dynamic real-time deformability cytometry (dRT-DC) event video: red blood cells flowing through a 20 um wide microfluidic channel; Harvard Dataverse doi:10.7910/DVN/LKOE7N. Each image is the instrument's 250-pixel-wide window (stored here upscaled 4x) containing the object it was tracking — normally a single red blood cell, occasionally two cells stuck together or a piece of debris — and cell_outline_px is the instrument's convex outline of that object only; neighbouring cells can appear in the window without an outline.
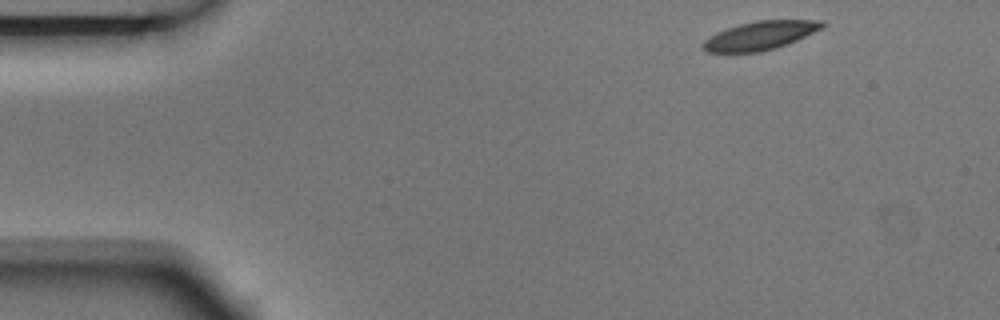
{"species": "Egyptian fruit bat (a non-hibernating species)", "species_latin": "Rousettus aegyptiacus", "temperature_condition": "room temperature", "stored_images_in_passage": 5, "camera_frame_rate_fps": 3000, "um_per_image_px": 0.085, "animal": {"sex": "male"}, "frame": {"image": 1, "passage_image": 1, "time_ms": 0.0, "image_size_px": [1000, 320], "cell_outline_px": [[828, 24], [788, 44], [776, 48], [760, 52], [704, 52], [700, 48], [700, 44], [704, 40], [716, 32], [740, 24], [756, 20], [824, 20]], "centroid_in_image_um": [64.57, 3.03], "position_along_channel_um": 20.4, "area_um2": 19.88}}
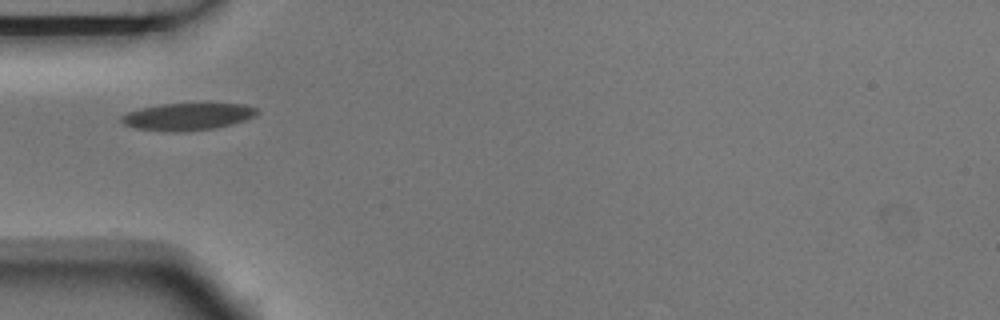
{"frame": {"image": 2, "passage_image": 4, "time_ms": 1.0, "image_size_px": [1000, 320], "cell_outline_px": [[260, 112], [256, 116], [232, 124], [216, 128], [184, 132], [168, 132], [136, 128], [124, 124], [120, 120], [120, 116], [128, 112], [140, 108], [160, 104], [244, 104], [260, 108]], "centroid_in_image_um": [15.97, 9.92], "position_along_channel_um": 69.0, "area_um2": 21.68}}
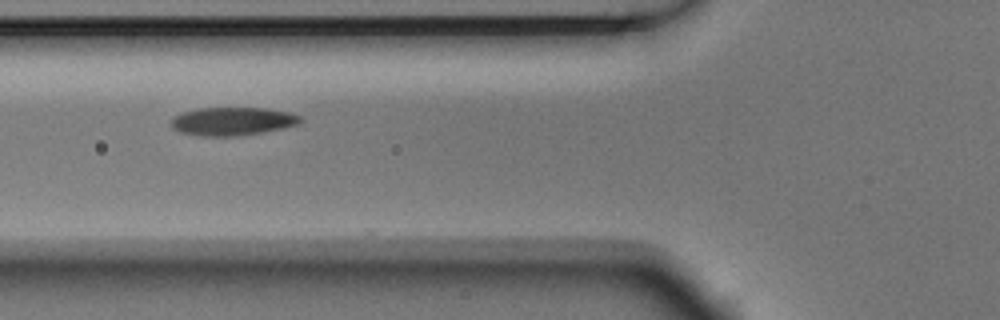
{"frame": {"image": 3, "passage_image": 5, "time_ms": 1.333, "image_size_px": [1000, 320], "cell_outline_px": [[304, 120], [296, 124], [280, 128], [240, 136], [200, 136], [180, 132], [172, 128], [168, 124], [176, 116], [184, 112], [200, 108], [268, 108], [288, 112], [300, 116]], "centroid_in_image_um": [19.73, 10.31], "position_along_channel_um": 106.1, "area_um2": 21.1}}